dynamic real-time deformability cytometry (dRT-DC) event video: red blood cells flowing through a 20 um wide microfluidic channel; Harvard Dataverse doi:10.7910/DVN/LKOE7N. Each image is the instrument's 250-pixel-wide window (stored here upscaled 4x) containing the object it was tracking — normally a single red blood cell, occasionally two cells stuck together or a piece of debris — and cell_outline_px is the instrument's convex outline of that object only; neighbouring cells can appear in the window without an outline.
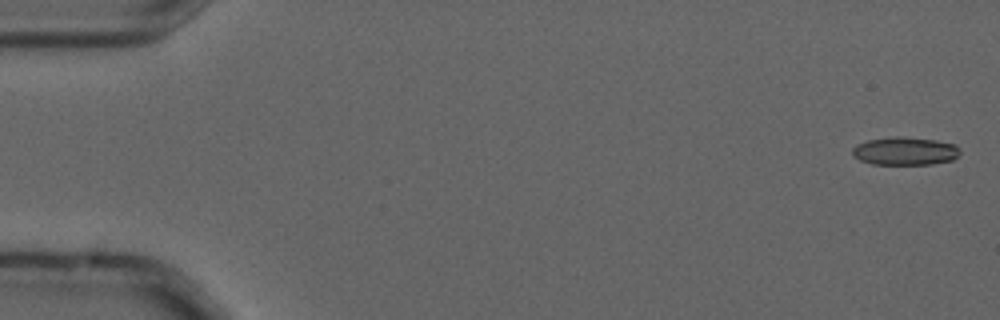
{"species": "common noctule bat (a hibernating species)", "species_latin": "Nyctalus noctula", "temperature_condition": "cold", "stored_images_in_passage": 6, "camera_frame_rate_fps": 3000, "um_per_image_px": 0.085, "animal": {"sex": "male", "forearm_length_mm": 52.5}, "frame": {"image": 1, "passage_image": 1, "time_ms": 0.0, "image_size_px": [1000, 320], "cell_outline_px": [[960, 152], [952, 160], [932, 164], [872, 164], [860, 160], [852, 156], [852, 148], [856, 144], [868, 140], [896, 136], [900, 136], [936, 140], [956, 144], [960, 148]], "centroid_in_image_um": [76.91, 12.84], "position_along_channel_um": 8.1, "area_um2": 17.69}}
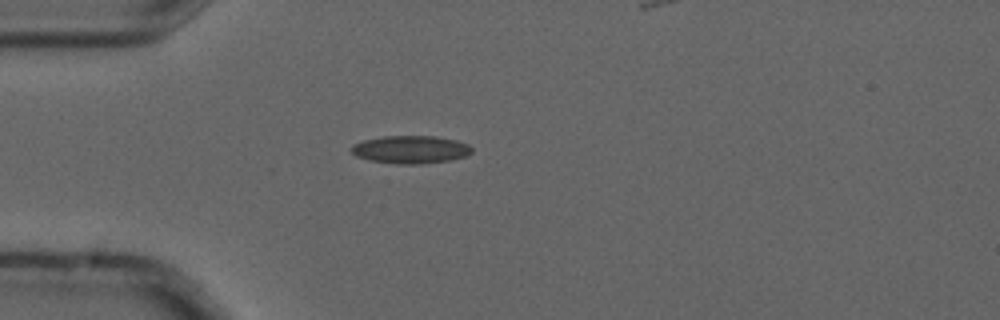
{"frame": {"image": 2, "passage_image": 5, "time_ms": 1.333, "image_size_px": [1000, 320], "cell_outline_px": [[472, 152], [464, 156], [452, 160], [420, 164], [396, 164], [368, 160], [356, 156], [352, 152], [352, 144], [364, 140], [384, 136], [436, 136], [456, 140], [468, 144], [472, 148]], "centroid_in_image_um": [34.9, 12.71], "position_along_channel_um": 50.1, "area_um2": 19.59}}